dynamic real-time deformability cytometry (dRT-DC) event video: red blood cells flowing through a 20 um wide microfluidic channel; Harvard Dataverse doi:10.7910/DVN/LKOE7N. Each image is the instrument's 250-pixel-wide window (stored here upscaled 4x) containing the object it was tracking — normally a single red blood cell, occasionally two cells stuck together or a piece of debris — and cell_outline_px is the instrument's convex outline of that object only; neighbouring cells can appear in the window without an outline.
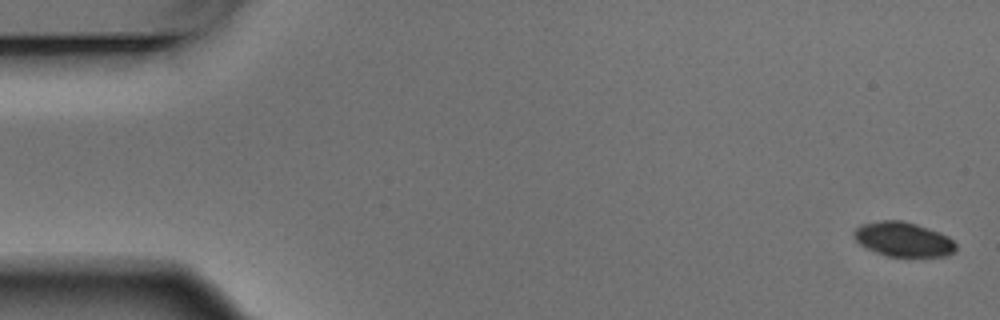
{"species": "Egyptian fruit bat (a non-hibernating species)", "species_latin": "Rousettus aegyptiacus", "temperature_condition": "warm", "stored_images_in_passage": 5, "camera_frame_rate_fps": 3000, "um_per_image_px": 0.085, "animal": {"sex": "male"}, "frame": {"image": 1, "passage_image": 1, "time_ms": 0.0, "image_size_px": [1000, 320], "cell_outline_px": [[956, 248], [952, 252], [944, 256], [888, 256], [876, 252], [860, 244], [852, 236], [852, 232], [860, 224], [880, 220], [900, 220], [916, 224], [940, 232], [948, 236], [956, 244]], "centroid_in_image_um": [76.74, 20.32], "position_along_channel_um": 8.3, "area_um2": 20.4}}
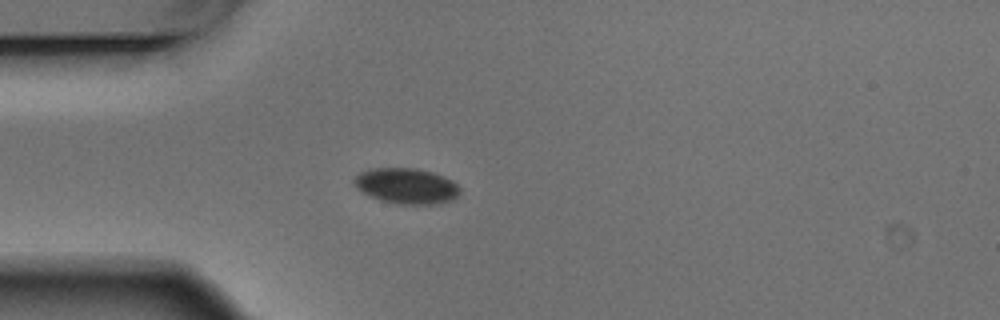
{"frame": {"image": 2, "passage_image": 5, "time_ms": 1.333, "image_size_px": [1000, 320], "cell_outline_px": [[460, 192], [452, 200], [440, 204], [396, 204], [380, 200], [368, 196], [356, 188], [352, 180], [360, 172], [372, 168], [416, 168], [432, 172], [452, 180], [460, 188]], "centroid_in_image_um": [34.52, 15.81], "position_along_channel_um": 50.5, "area_um2": 22.14}}